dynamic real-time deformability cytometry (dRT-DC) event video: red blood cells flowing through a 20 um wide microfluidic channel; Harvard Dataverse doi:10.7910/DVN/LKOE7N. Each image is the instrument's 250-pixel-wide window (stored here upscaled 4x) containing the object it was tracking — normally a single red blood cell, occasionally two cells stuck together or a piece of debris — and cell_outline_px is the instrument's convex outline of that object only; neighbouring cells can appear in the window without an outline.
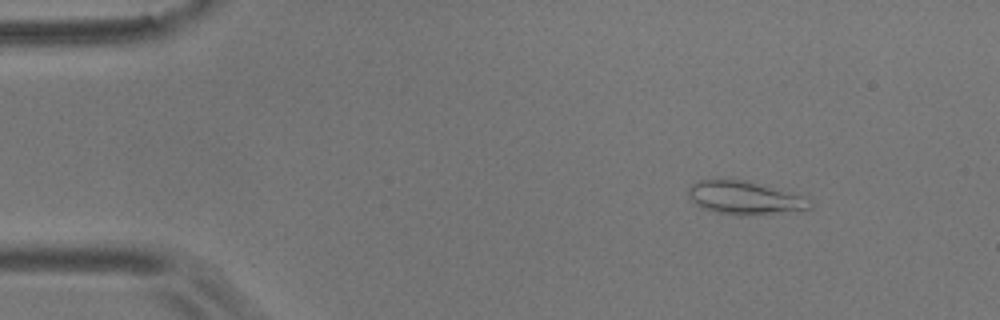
{"species": "common noctule bat (a hibernating species)", "species_latin": "Nyctalus noctula", "temperature_condition": "room temperature", "stored_images_in_passage": 5, "segment_of_instrument_passage": [1, 2], "camera_frame_rate_fps": 3000, "um_per_image_px": 0.085, "animal": {"sex": "male", "body_mass_g": 17.9}, "frame": {"image": 1, "passage_image": 2, "time_ms": 1.0, "image_size_px": [1000, 320], "cell_outline_px": [[812, 208], [740, 216], [720, 212], [704, 208], [696, 204], [688, 196], [688, 188], [692, 184], [700, 180], [716, 176], [744, 180], [792, 192], [800, 196], [812, 204]], "centroid_in_image_um": [63.19, 16.76], "position_along_channel_um": 21.8, "area_um2": 23.41}}